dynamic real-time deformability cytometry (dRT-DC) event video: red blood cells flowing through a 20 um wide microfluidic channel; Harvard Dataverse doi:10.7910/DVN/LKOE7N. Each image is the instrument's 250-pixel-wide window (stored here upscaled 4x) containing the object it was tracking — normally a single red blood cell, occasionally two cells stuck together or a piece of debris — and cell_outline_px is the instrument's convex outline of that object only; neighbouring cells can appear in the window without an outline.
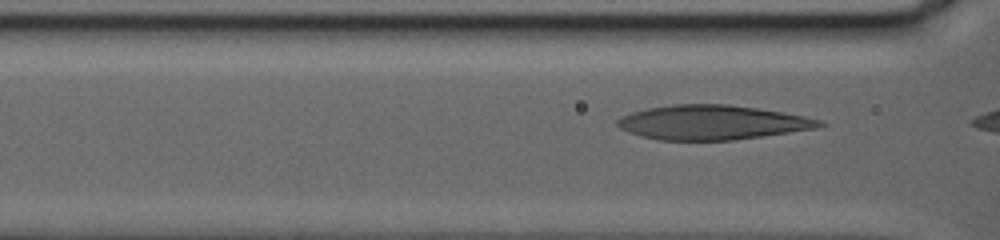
{"species": "human", "species_latin": "Homo sapiens", "temperature_condition": "warm", "stored_images_in_passage": 7, "camera_frame_rate_fps": 3000, "um_per_image_px": 0.085, "donor": {"sex": "female"}, "frame": {"image": 1, "passage_image": 3, "time_ms": 0.667, "image_size_px": [1000, 240], "cell_outline_px": [[828, 124], [816, 128], [732, 140], [660, 140], [640, 136], [620, 128], [616, 124], [616, 120], [632, 112], [648, 108], [672, 104], [728, 104], [756, 108], [804, 116], [820, 120]], "centroid_in_image_um": [60.51, 10.4], "position_along_channel_um": 106.1, "area_um2": 40.17}}